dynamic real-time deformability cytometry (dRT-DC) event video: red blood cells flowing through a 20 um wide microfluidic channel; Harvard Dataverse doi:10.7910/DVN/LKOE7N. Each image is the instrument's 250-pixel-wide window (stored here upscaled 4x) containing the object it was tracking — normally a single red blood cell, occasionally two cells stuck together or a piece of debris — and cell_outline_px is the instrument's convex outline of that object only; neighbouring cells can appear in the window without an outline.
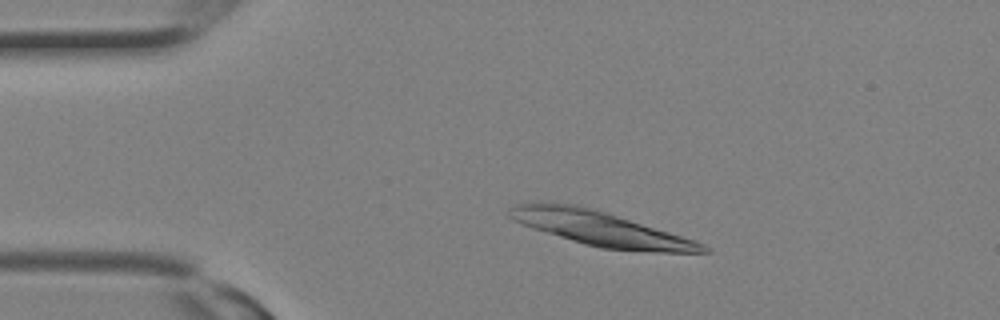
{"species": "Egyptian fruit bat (a non-hibernating species)", "species_latin": "Rousettus aegyptiacus", "temperature_condition": "room temperature", "stored_images_in_passage": 6, "camera_frame_rate_fps": 3000, "um_per_image_px": 0.085, "animal": {"sex": "female"}, "frame": {"image": 1, "passage_image": 3, "time_ms": 0.667, "image_size_px": [1000, 320], "cell_outline_px": [[712, 252], [656, 252], [600, 248], [584, 244], [532, 228], [512, 220], [504, 212], [508, 208], [516, 204], [552, 200], [576, 204], [604, 212], [696, 240], [704, 244]], "centroid_in_image_um": [50.94, 19.4], "position_along_channel_um": 34.1, "area_um2": 38.9}}